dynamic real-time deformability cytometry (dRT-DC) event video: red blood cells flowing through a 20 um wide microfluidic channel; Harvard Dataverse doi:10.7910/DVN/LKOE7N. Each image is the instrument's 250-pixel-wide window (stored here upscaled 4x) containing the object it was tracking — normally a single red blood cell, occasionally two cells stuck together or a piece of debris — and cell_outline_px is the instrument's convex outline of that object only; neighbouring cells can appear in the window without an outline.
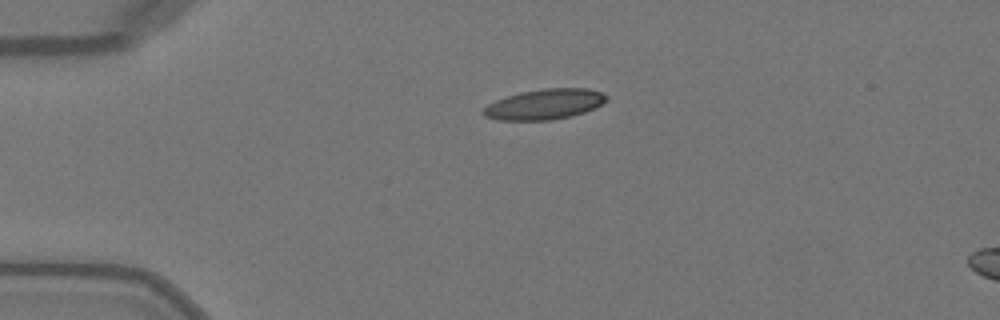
{"species": "Egyptian fruit bat (a non-hibernating species)", "species_latin": "Rousettus aegyptiacus", "temperature_condition": "warm", "stored_images_in_passage": 39, "camera_frame_rate_fps": 3000, "um_per_image_px": 0.085, "animal": {"sex": "female"}, "frame": {"image": 1, "passage_image": 1, "time_ms": 0.0, "image_size_px": [1000, 320], "cell_outline_px": [[608, 100], [596, 108], [572, 116], [552, 120], [500, 120], [484, 116], [480, 112], [488, 104], [496, 100], [520, 92], [544, 88], [588, 88], [604, 92], [608, 96]], "centroid_in_image_um": [46.33, 8.86], "position_along_channel_um": 38.7, "area_um2": 22.02}}
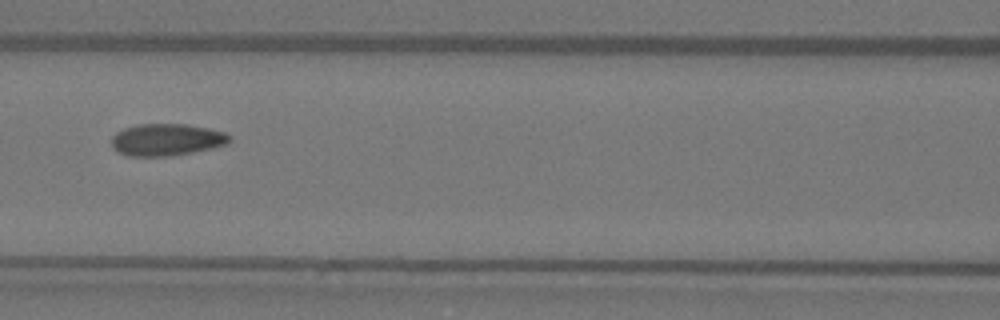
{"frame": {"image": 2, "passage_image": 12, "time_ms": 3.667, "image_size_px": [1000, 320], "cell_outline_px": [[232, 140], [228, 144], [192, 152], [172, 156], [128, 156], [120, 152], [112, 144], [112, 136], [116, 132], [124, 128], [136, 124], [188, 124], [208, 128], [224, 132], [232, 136]], "centroid_in_image_um": [14.19, 11.86], "position_along_channel_um": 152.4, "area_um2": 22.02}}
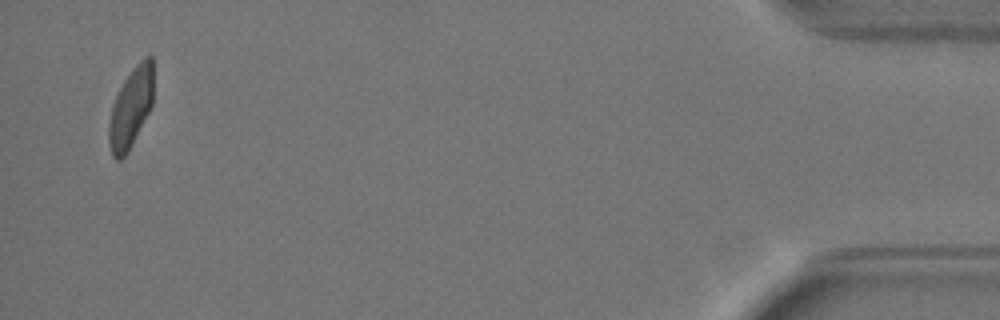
{"frame": {"image": 3, "passage_image": 38, "time_ms": 12.333, "image_size_px": [1000, 320], "cell_outline_px": [[152, 104], [128, 152], [120, 160], [116, 160], [112, 156], [108, 144], [108, 124], [112, 108], [116, 96], [124, 80], [136, 64], [144, 56], [152, 56]], "centroid_in_image_um": [11.09, 9.19], "position_along_channel_um": 424.1, "area_um2": 20.4}, "authors_computed_cell_mechanics": {"area_um2": 21.7906, "velocity_mm_per_s": 4.0692, "shape_relaxation_time_tau1_ms": 3.7077, "shape_relaxation_time_tau2_ms": 1.2308, "deformation_change_tau1": 0.1445, "deformation_change_tau2": 0.0535}}